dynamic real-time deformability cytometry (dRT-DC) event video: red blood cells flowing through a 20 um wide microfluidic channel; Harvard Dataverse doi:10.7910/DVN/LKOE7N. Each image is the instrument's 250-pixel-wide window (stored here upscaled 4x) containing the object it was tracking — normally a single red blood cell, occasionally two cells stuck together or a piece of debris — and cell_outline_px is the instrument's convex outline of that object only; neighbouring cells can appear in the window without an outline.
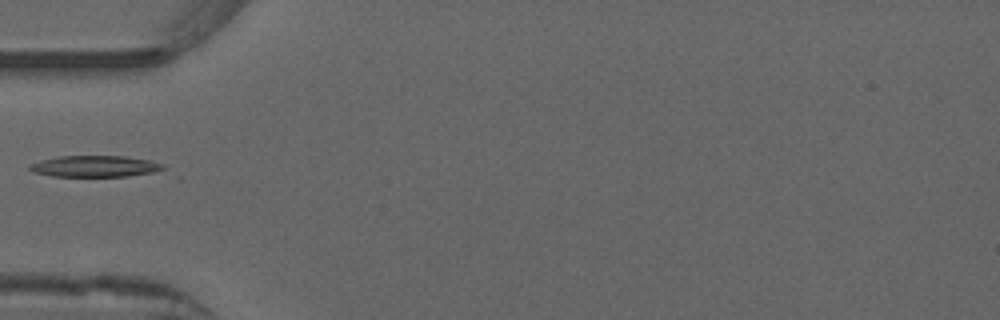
{"species": "common noctule bat (a hibernating species)", "species_latin": "Nyctalus noctula", "temperature_condition": "warm", "stored_images_in_passage": 36, "camera_frame_rate_fps": 3000, "um_per_image_px": 0.085, "animal": {"sex": "male", "forearm_length_mm": 52.5}, "frame": {"image": 1, "passage_image": 1, "time_ms": 0.0, "image_size_px": [1000, 320], "cell_outline_px": [[180, 180], [52, 176], [32, 172], [28, 168], [28, 164], [40, 160], [60, 156], [124, 156], [148, 160], [164, 164], [180, 176]], "centroid_in_image_um": [8.78, 14.26], "position_along_channel_um": 76.2, "area_um2": 19.88}}
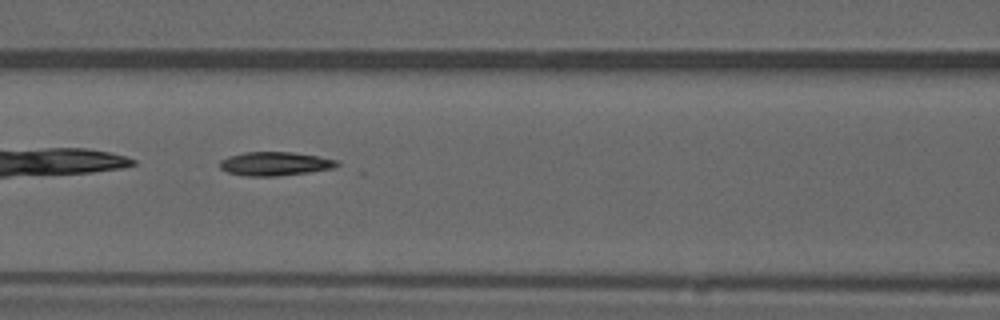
{"frame": {"image": 2, "passage_image": 6, "time_ms": 1.667, "image_size_px": [1000, 320], "cell_outline_px": [[340, 164], [336, 168], [308, 172], [276, 176], [248, 176], [228, 172], [220, 168], [220, 160], [228, 156], [244, 152], [292, 152], [320, 156], [340, 160]], "centroid_in_image_um": [23.43, 13.91], "position_along_channel_um": 143.2, "area_um2": 16.36}}